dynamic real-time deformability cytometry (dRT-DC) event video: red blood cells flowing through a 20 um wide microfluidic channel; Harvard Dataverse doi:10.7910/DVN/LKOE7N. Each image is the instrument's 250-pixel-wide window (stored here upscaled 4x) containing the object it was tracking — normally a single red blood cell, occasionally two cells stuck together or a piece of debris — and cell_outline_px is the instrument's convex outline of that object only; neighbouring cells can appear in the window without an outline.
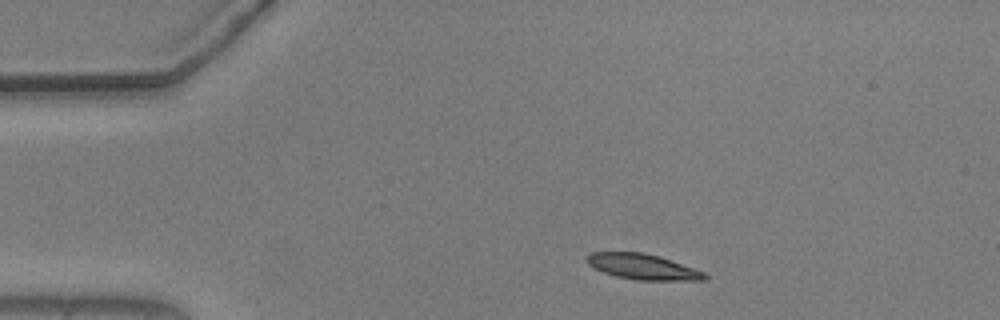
{"species": "common noctule bat (a hibernating species)", "species_latin": "Nyctalus noctula", "temperature_condition": "warm", "stored_images_in_passage": 46, "camera_frame_rate_fps": 3000, "um_per_image_px": 0.085, "animal": {"sex": "male", "body_mass_g": 20.5, "forearm_length_mm": 52.5}, "frame": {"image": 1, "passage_image": 1, "time_ms": 0.0, "image_size_px": [1000, 320], "cell_outline_px": [[708, 276], [704, 280], [636, 280], [616, 276], [604, 272], [588, 264], [588, 256], [592, 252], [644, 252], [660, 256], [704, 272]], "centroid_in_image_um": [54.66, 22.67], "position_along_channel_um": 30.3, "area_um2": 17.28}}
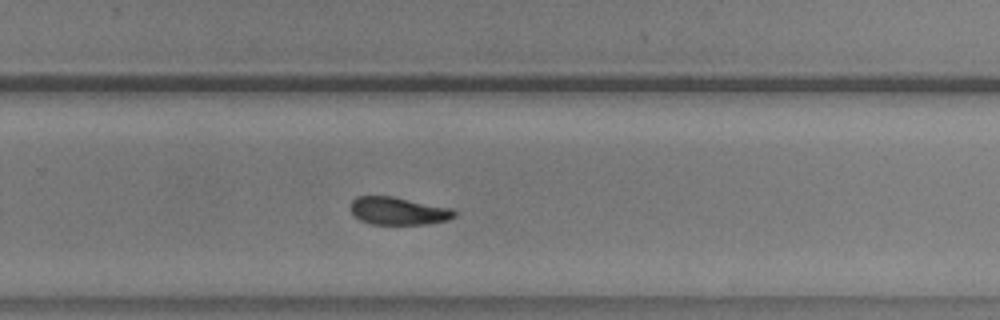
{"frame": {"image": 2, "passage_image": 27, "time_ms": 8.667, "image_size_px": [1000, 320], "cell_outline_px": [[456, 216], [448, 220], [428, 224], [368, 224], [360, 220], [348, 208], [348, 204], [356, 196], [392, 196], [452, 208], [456, 212]], "centroid_in_image_um": [33.83, 17.93], "position_along_channel_um": 296.0, "area_um2": 16.99}}
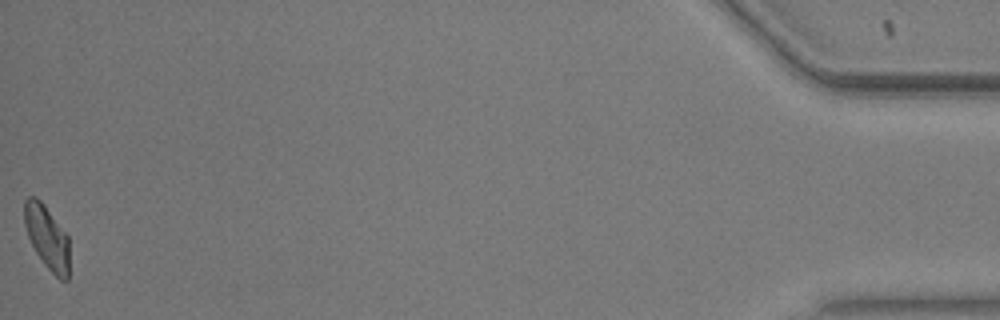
{"frame": {"image": 3, "passage_image": 46, "time_ms": 15.0, "image_size_px": [1000, 320], "cell_outline_px": [[68, 280], [60, 280], [44, 264], [36, 252], [28, 236], [24, 224], [24, 200], [28, 196], [36, 196], [44, 204], [68, 236]], "centroid_in_image_um": [3.98, 20.14], "position_along_channel_um": 431.2, "area_um2": 16.53}, "authors_computed_cell_mechanics": {"area_um2": 17.5423, "velocity_mm_per_s": 3.6755, "shape_relaxation_time_tau1_ms": 3.2897, "shape_relaxation_time_tau2_ms": 6.9192, "deformation_change_tau1": 0.1107, "deformation_change_tau2": 0.1413}}